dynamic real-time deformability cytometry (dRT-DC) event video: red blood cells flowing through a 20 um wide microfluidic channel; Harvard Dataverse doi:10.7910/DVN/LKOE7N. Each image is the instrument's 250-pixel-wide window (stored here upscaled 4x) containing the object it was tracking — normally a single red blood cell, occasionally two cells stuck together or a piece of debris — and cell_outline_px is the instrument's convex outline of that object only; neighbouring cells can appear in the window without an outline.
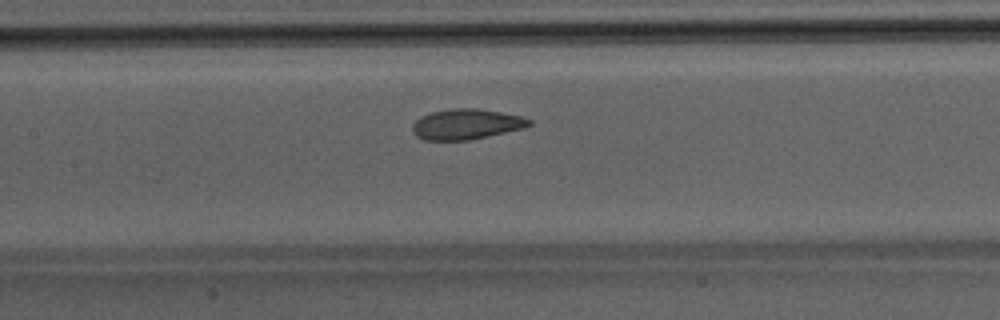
{"species": "Egyptian fruit bat (a non-hibernating species)", "species_latin": "Rousettus aegyptiacus", "temperature_condition": "room temperature", "stored_images_in_passage": 36, "camera_frame_rate_fps": 3000, "um_per_image_px": 0.085, "animal": {"sex": "male"}, "frame": {"image": 1, "passage_image": 11, "time_ms": 3.333, "image_size_px": [1000, 320], "cell_outline_px": [[532, 124], [524, 128], [468, 140], [424, 140], [416, 136], [412, 132], [412, 124], [420, 116], [432, 112], [452, 108], [476, 108], [500, 112], [520, 116], [532, 120]], "centroid_in_image_um": [39.6, 10.55], "position_along_channel_um": 167.8, "area_um2": 20.63}}
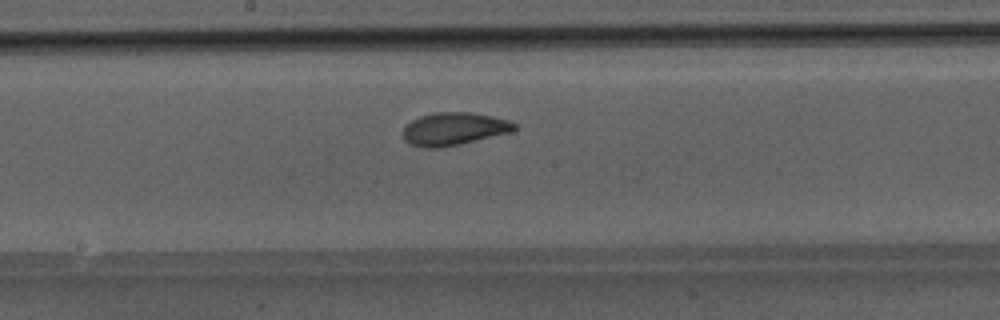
{"frame": {"image": 2, "passage_image": 14, "time_ms": 4.333, "image_size_px": [1000, 320], "cell_outline_px": [[516, 128], [512, 132], [460, 144], [440, 148], [424, 148], [408, 144], [404, 140], [404, 128], [412, 120], [420, 116], [436, 112], [468, 112], [508, 120], [516, 124]], "centroid_in_image_um": [38.56, 10.97], "position_along_channel_um": 209.6, "area_um2": 21.15}}
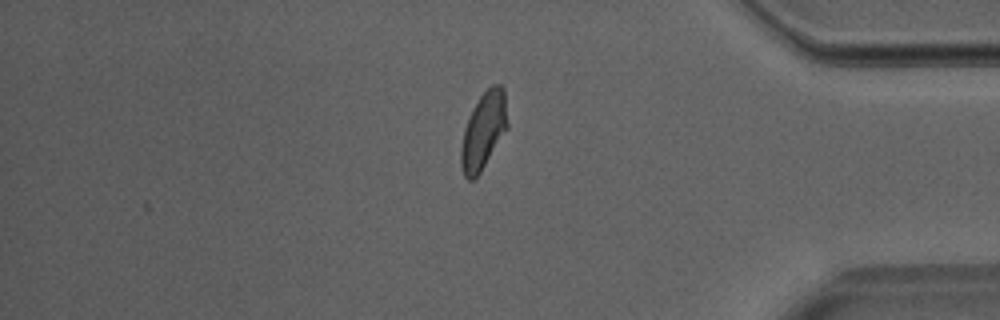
{"frame": {"image": 3, "passage_image": 29, "time_ms": 9.333, "image_size_px": [1000, 320], "cell_outline_px": [[508, 128], [480, 172], [472, 180], [468, 180], [464, 176], [460, 168], [460, 148], [464, 128], [472, 108], [480, 96], [492, 84], [500, 84], [504, 88], [508, 124]], "centroid_in_image_um": [41.08, 11.11], "position_along_channel_um": 394.1, "area_um2": 20.92}}